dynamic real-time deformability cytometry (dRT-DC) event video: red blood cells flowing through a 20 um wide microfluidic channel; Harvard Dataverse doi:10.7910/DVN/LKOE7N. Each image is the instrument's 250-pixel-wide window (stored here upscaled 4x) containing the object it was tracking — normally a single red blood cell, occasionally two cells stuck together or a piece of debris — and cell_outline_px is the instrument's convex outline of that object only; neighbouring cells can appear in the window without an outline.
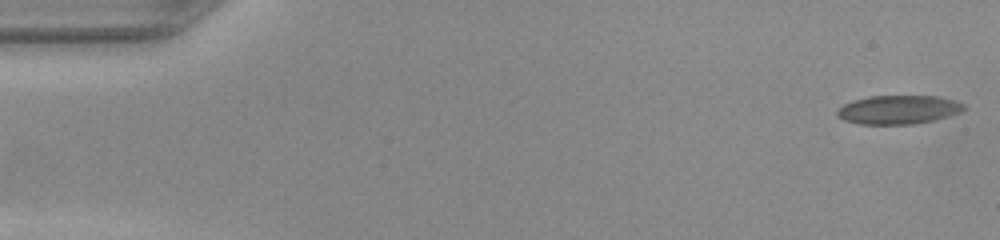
{"species": "common noctule bat (a hibernating species)", "species_latin": "Nyctalus noctula", "temperature_condition": "warm", "stored_images_in_passage": 49, "camera_frame_rate_fps": 3000, "um_per_image_px": 0.085, "animal": {"sex": "female", "body_mass_g": 22.0, "forearm_length_mm": 56.7}, "frame": {"image": 1, "passage_image": 1, "time_ms": 0.0, "image_size_px": [1000, 240], "cell_outline_px": [[964, 108], [960, 112], [932, 120], [912, 124], [860, 124], [844, 120], [836, 116], [836, 108], [852, 100], [868, 96], [936, 96], [956, 100], [964, 104]], "centroid_in_image_um": [76.3, 9.31], "position_along_channel_um": 8.7, "area_um2": 21.21}}
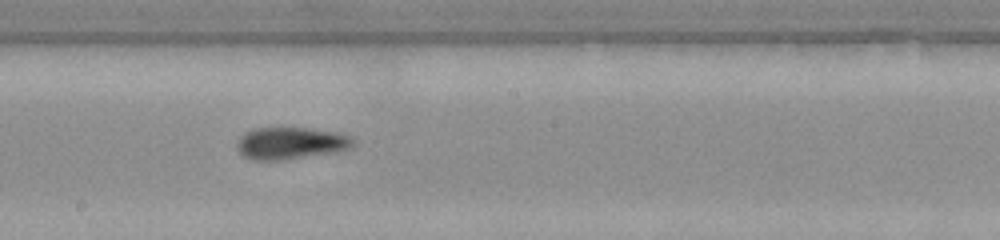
{"frame": {"image": 2, "passage_image": 27, "time_ms": 8.667, "image_size_px": [1000, 240], "cell_outline_px": [[356, 144], [352, 148], [340, 152], [280, 160], [252, 160], [244, 156], [236, 148], [236, 144], [240, 136], [244, 132], [256, 128], [312, 128], [340, 132], [352, 136]], "centroid_in_image_um": [24.78, 12.17], "position_along_channel_um": 223.4, "area_um2": 22.2}}
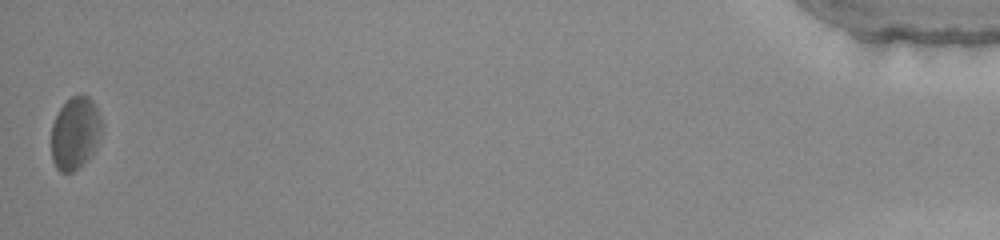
{"frame": {"image": 3, "passage_image": 49, "time_ms": 16.0, "image_size_px": [1000, 240], "cell_outline_px": [[100, 136], [96, 148], [92, 156], [84, 164], [72, 172], [60, 172], [56, 168], [52, 160], [52, 124], [60, 108], [72, 96], [80, 92], [88, 96], [92, 100], [100, 112]], "centroid_in_image_um": [6.4, 11.32], "position_along_channel_um": 428.8, "area_um2": 21.5}}